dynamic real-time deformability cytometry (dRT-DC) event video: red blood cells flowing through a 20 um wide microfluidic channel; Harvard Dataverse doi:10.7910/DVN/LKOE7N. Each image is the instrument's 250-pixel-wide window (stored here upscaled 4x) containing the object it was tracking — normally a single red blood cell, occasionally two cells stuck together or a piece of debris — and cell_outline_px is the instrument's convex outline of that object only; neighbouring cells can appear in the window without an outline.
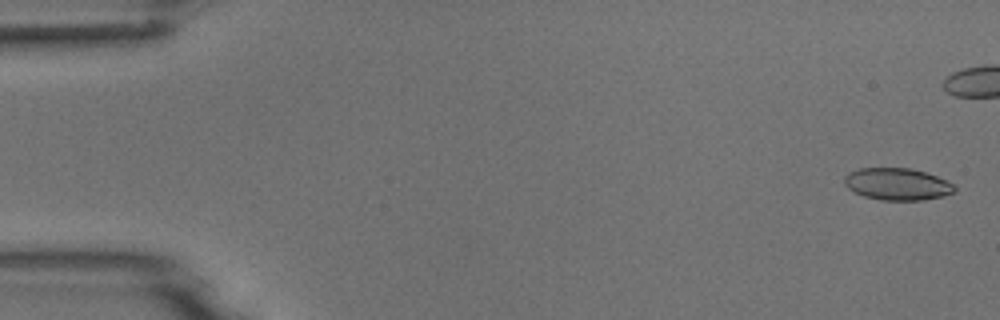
{"species": "common noctule bat (a hibernating species)", "species_latin": "Nyctalus noctula", "temperature_condition": "room temperature", "stored_images_in_passage": 43, "camera_frame_rate_fps": 3000, "um_per_image_px": 0.085, "animal": {"sex": "male", "body_mass_g": 18.8}, "frame": {"image": 1, "passage_image": 2, "time_ms": 0.333, "image_size_px": [1000, 320], "cell_outline_px": [[956, 192], [944, 196], [924, 200], [880, 200], [864, 196], [852, 192], [844, 184], [844, 176], [848, 172], [860, 168], [908, 168], [924, 172], [936, 176], [952, 184], [956, 188]], "centroid_in_image_um": [76.23, 15.66], "position_along_channel_um": 8.8, "area_um2": 20.63}}
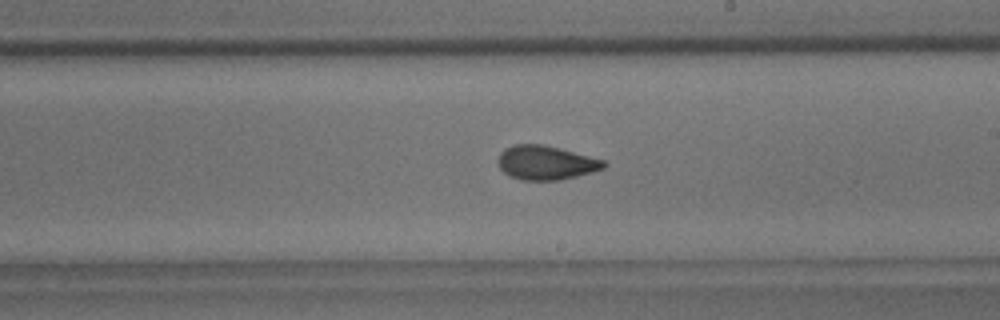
{"frame": {"image": 2, "passage_image": 31, "time_ms": 10.0, "image_size_px": [1000, 320], "cell_outline_px": [[608, 164], [604, 168], [592, 172], [560, 180], [520, 180], [508, 176], [500, 168], [500, 152], [504, 148], [512, 144], [544, 144], [560, 148], [604, 160]], "centroid_in_image_um": [46.4, 13.82], "position_along_channel_um": 242.6, "area_um2": 21.04}}
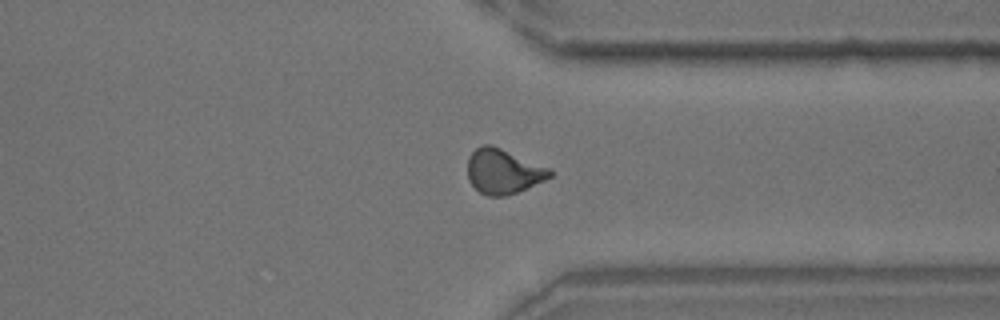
{"frame": {"image": 3, "passage_image": 41, "time_ms": 13.333, "image_size_px": [1000, 320], "cell_outline_px": [[552, 176], [544, 180], [516, 192], [504, 196], [488, 196], [480, 192], [468, 180], [468, 156], [480, 144], [492, 144], [548, 168], [552, 172]], "centroid_in_image_um": [42.73, 14.55], "position_along_channel_um": 368.7, "area_um2": 21.21}}